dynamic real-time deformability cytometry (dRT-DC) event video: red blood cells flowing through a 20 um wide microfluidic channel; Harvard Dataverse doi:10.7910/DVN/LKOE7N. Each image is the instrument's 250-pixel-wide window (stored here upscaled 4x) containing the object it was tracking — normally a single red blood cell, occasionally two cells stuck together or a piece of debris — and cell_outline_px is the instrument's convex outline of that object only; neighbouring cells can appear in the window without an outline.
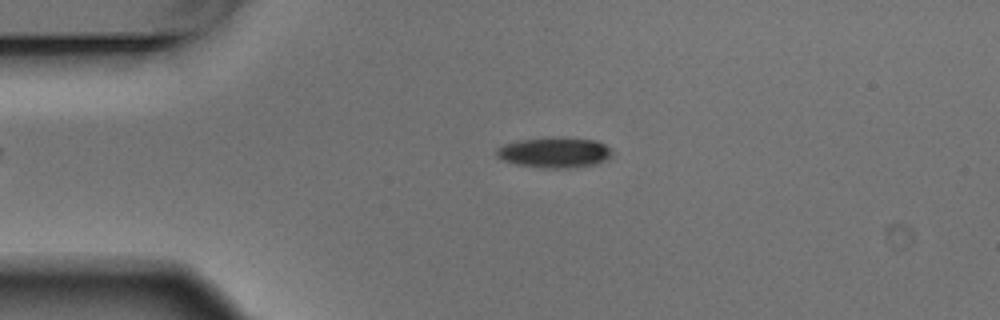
{"species": "Egyptian fruit bat (a non-hibernating species)", "species_latin": "Rousettus aegyptiacus", "temperature_condition": "warm", "stored_images_in_passage": 4, "camera_frame_rate_fps": 3000, "um_per_image_px": 0.085, "animal": {"sex": "male"}, "frame": {"image": 1, "passage_image": 3, "time_ms": 0.667, "image_size_px": [1000, 320], "cell_outline_px": [[612, 156], [596, 164], [568, 168], [544, 168], [516, 164], [504, 160], [496, 156], [496, 148], [504, 144], [520, 140], [552, 136], [556, 136], [596, 140], [604, 144], [612, 152]], "centroid_in_image_um": [47.12, 12.95], "position_along_channel_um": 37.9, "area_um2": 20.63}}